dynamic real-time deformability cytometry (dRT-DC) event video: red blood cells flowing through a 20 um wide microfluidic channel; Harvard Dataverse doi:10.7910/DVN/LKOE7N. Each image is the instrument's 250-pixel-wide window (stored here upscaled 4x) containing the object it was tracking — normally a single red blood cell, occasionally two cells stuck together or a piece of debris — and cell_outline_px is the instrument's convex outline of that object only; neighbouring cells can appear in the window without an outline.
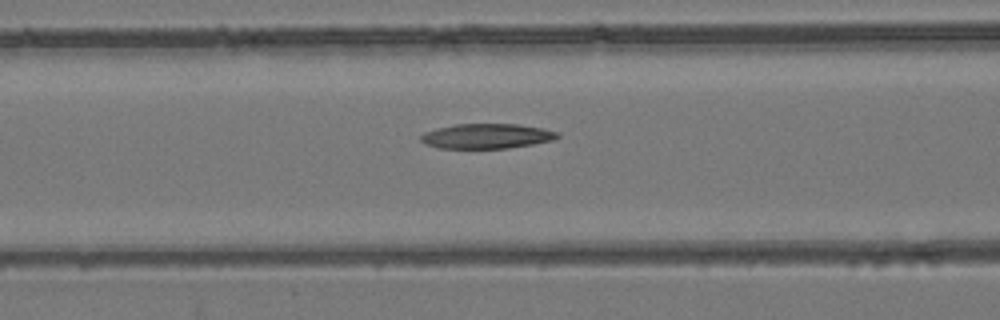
{"species": "common noctule bat (a hibernating species)", "species_latin": "Nyctalus noctula", "temperature_condition": "room temperature", "stored_images_in_passage": 54, "camera_frame_rate_fps": 3000, "um_per_image_px": 0.085, "animal": {"sex": "female", "body_mass_g": 24.6, "forearm_length_mm": 56.2}, "frame": {"image": 1, "passage_image": 23, "time_ms": 7.333, "image_size_px": [1000, 320], "cell_outline_px": [[560, 136], [552, 140], [532, 144], [508, 148], [440, 148], [424, 144], [420, 140], [420, 136], [424, 132], [436, 128], [456, 124], [516, 124], [544, 128], [556, 132]], "centroid_in_image_um": [41.33, 11.57], "position_along_channel_um": 125.3, "area_um2": 19.77}}
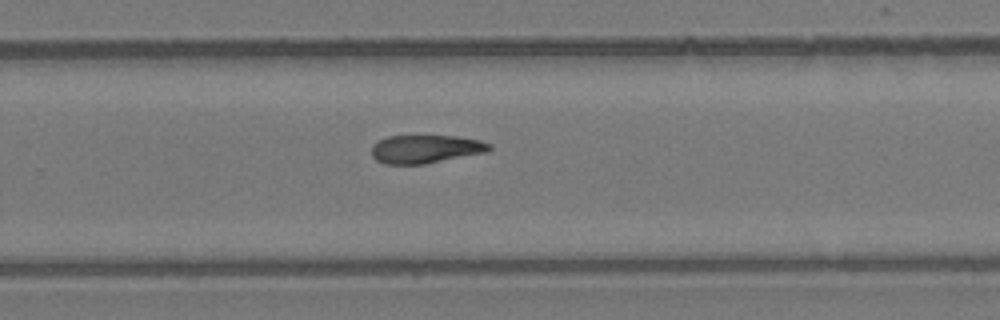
{"frame": {"image": 2, "passage_image": 36, "time_ms": 11.667, "image_size_px": [1000, 320], "cell_outline_px": [[492, 148], [488, 152], [424, 164], [384, 164], [376, 160], [372, 156], [372, 144], [376, 140], [388, 136], [456, 136], [480, 140], [492, 144]], "centroid_in_image_um": [36.17, 12.66], "position_along_channel_um": 293.6, "area_um2": 19.59}}
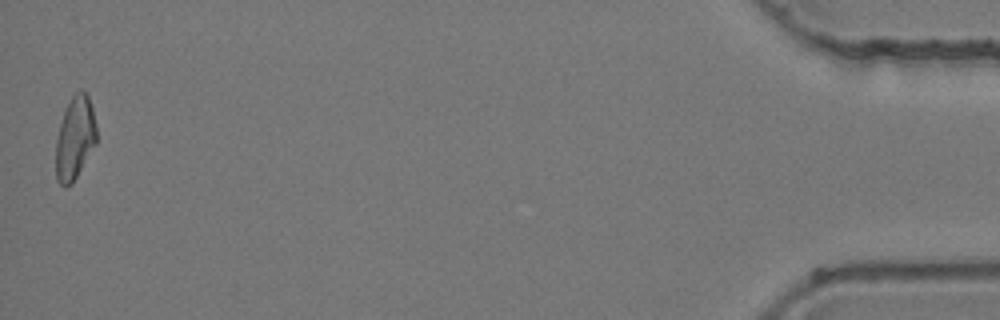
{"frame": {"image": 3, "passage_image": 54, "time_ms": 17.667, "image_size_px": [1000, 320], "cell_outline_px": [[96, 144], [72, 184], [64, 188], [56, 180], [56, 140], [60, 124], [64, 112], [72, 96], [80, 88], [88, 92], [96, 124]], "centroid_in_image_um": [6.38, 11.73], "position_along_channel_um": 428.8, "area_um2": 19.83}}